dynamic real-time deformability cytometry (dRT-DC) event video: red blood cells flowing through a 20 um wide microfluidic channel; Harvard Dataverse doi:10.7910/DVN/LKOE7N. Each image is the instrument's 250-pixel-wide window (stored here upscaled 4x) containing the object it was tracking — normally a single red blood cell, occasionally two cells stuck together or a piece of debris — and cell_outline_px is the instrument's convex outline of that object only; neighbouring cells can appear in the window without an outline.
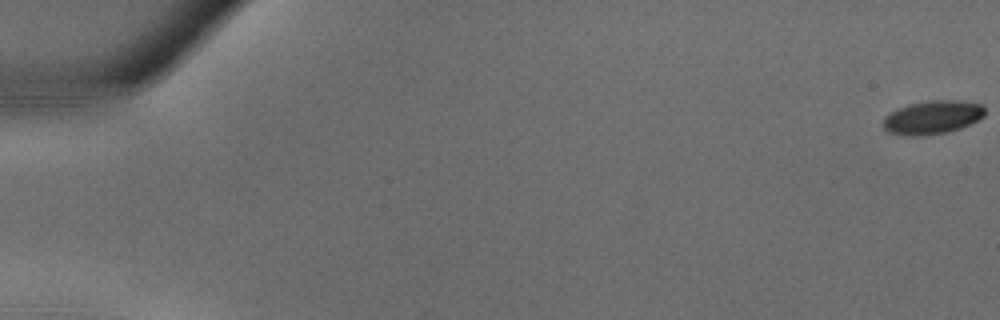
{"species": "common noctule bat (a hibernating species)", "species_latin": "Nyctalus noctula", "temperature_condition": "warm", "stored_images_in_passage": 7, "camera_frame_rate_fps": 3000, "um_per_image_px": 0.085, "animal": {"sex": "male", "body_mass_g": 18.8}, "frame": {"image": 1, "passage_image": 1, "time_ms": 0.0, "image_size_px": [1000, 320], "cell_outline_px": [[984, 116], [960, 128], [944, 132], [924, 136], [912, 136], [888, 132], [884, 128], [884, 116], [896, 108], [908, 104], [928, 100], [960, 100], [984, 104]], "centroid_in_image_um": [79.24, 9.95], "position_along_channel_um": 5.8, "area_um2": 19.88}}